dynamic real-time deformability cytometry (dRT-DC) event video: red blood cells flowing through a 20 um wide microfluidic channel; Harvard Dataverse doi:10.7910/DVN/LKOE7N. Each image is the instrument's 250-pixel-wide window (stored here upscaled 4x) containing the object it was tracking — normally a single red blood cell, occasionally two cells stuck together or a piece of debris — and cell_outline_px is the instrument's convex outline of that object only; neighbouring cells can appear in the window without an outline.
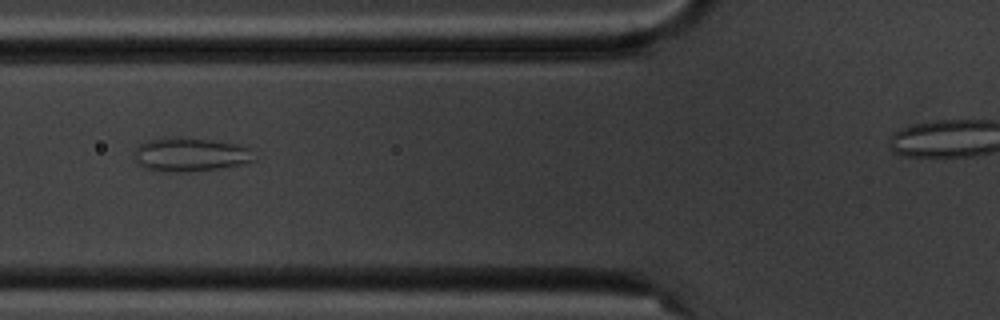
{"species": "common noctule bat (a hibernating species)", "species_latin": "Nyctalus noctula", "temperature_condition": "cold", "stored_images_in_passage": 7, "camera_frame_rate_fps": 3000, "um_per_image_px": 0.085, "animal": {"sex": "male", "body_mass_g": 20.1, "forearm_length_mm": 53.5}, "frame": {"image": 1, "passage_image": 6, "time_ms": 6.0, "image_size_px": [1000, 320], "cell_outline_px": [[256, 160], [244, 164], [188, 172], [164, 172], [144, 168], [136, 164], [132, 152], [140, 144], [148, 140], [164, 136], [180, 136], [212, 140], [240, 144], [248, 148]], "centroid_in_image_um": [16.1, 13.12], "position_along_channel_um": 109.7, "area_um2": 24.16}}